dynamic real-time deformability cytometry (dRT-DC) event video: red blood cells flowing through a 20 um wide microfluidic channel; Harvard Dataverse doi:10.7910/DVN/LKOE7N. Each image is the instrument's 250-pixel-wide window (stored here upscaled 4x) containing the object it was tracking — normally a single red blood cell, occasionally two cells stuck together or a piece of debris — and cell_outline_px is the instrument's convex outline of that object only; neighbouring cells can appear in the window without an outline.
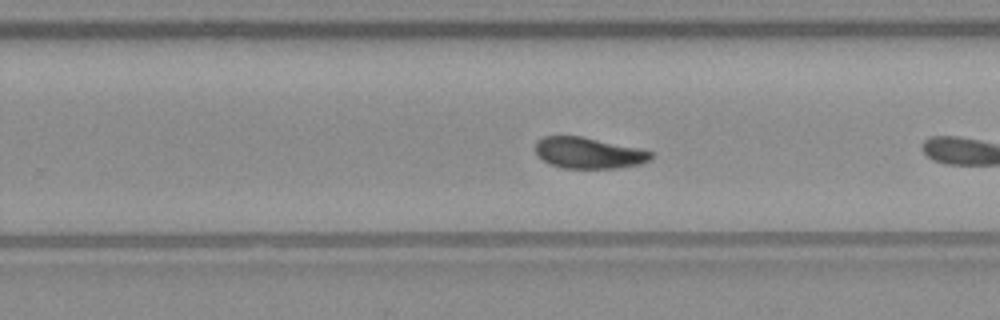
{"species": "common noctule bat (a hibernating species)", "species_latin": "Nyctalus noctula", "temperature_condition": "warm", "stored_images_in_passage": 19, "camera_frame_rate_fps": 3000, "um_per_image_px": 0.085, "animal": {"sex": "male", "body_mass_g": 23.1, "forearm_length_mm": 52.7}, "frame": {"image": 1, "passage_image": 17, "time_ms": 5.333, "image_size_px": [1000, 320], "cell_outline_px": [[652, 160], [640, 164], [616, 168], [564, 168], [552, 164], [544, 160], [536, 152], [536, 140], [544, 136], [580, 136], [640, 148], [652, 152]], "centroid_in_image_um": [50.06, 12.99], "position_along_channel_um": 279.7, "area_um2": 20.81}}